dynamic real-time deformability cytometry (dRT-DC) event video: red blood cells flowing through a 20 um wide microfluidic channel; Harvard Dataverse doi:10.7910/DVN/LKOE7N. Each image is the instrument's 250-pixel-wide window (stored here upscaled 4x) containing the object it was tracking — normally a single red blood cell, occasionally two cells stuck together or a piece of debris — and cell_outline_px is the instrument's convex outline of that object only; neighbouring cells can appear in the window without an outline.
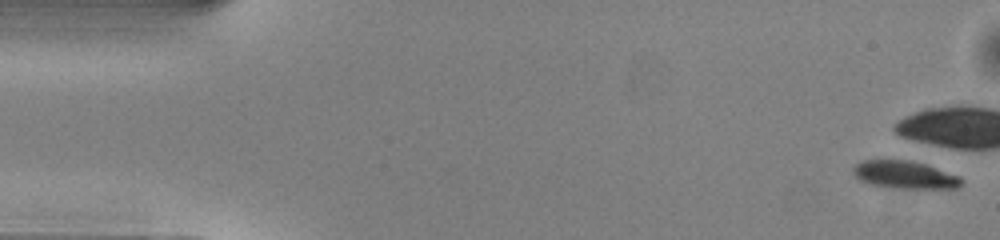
{"species": "common noctule bat (a hibernating species)", "species_latin": "Nyctalus noctula", "temperature_condition": "warm", "stored_images_in_passage": 4, "camera_frame_rate_fps": 3000, "um_per_image_px": 0.085, "animal": {"sex": "male", "body_mass_g": 13.0, "forearm_length_mm": 53.1}, "frame": {"image": 1, "passage_image": 1, "time_ms": 0.0, "image_size_px": [1000, 240], "cell_outline_px": [[960, 184], [956, 188], [904, 188], [872, 184], [860, 180], [852, 172], [852, 168], [856, 164], [864, 160], [908, 160], [924, 164], [960, 176]], "centroid_in_image_um": [76.87, 14.84], "position_along_channel_um": 8.1, "area_um2": 16.99}}